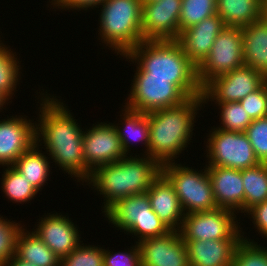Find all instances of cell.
<instances>
[{
	"mask_svg": "<svg viewBox=\"0 0 267 266\" xmlns=\"http://www.w3.org/2000/svg\"><path fill=\"white\" fill-rule=\"evenodd\" d=\"M125 107L150 113L182 104L188 98L172 83V79L149 77L147 72H136Z\"/></svg>",
	"mask_w": 267,
	"mask_h": 266,
	"instance_id": "8",
	"label": "cell"
},
{
	"mask_svg": "<svg viewBox=\"0 0 267 266\" xmlns=\"http://www.w3.org/2000/svg\"><path fill=\"white\" fill-rule=\"evenodd\" d=\"M203 106L205 102L202 95L188 98L178 106L148 113L150 137L147 156L161 166L175 162L174 159L179 157L192 140L197 111Z\"/></svg>",
	"mask_w": 267,
	"mask_h": 266,
	"instance_id": "3",
	"label": "cell"
},
{
	"mask_svg": "<svg viewBox=\"0 0 267 266\" xmlns=\"http://www.w3.org/2000/svg\"><path fill=\"white\" fill-rule=\"evenodd\" d=\"M244 212L267 200V163L242 170Z\"/></svg>",
	"mask_w": 267,
	"mask_h": 266,
	"instance_id": "27",
	"label": "cell"
},
{
	"mask_svg": "<svg viewBox=\"0 0 267 266\" xmlns=\"http://www.w3.org/2000/svg\"><path fill=\"white\" fill-rule=\"evenodd\" d=\"M236 214L224 208L185 214L180 235L183 240L242 238L244 232L240 228V222L236 220Z\"/></svg>",
	"mask_w": 267,
	"mask_h": 266,
	"instance_id": "11",
	"label": "cell"
},
{
	"mask_svg": "<svg viewBox=\"0 0 267 266\" xmlns=\"http://www.w3.org/2000/svg\"><path fill=\"white\" fill-rule=\"evenodd\" d=\"M123 57L137 63L136 72H147L149 77L172 79V83L187 98L202 96L197 67L177 40H143Z\"/></svg>",
	"mask_w": 267,
	"mask_h": 266,
	"instance_id": "2",
	"label": "cell"
},
{
	"mask_svg": "<svg viewBox=\"0 0 267 266\" xmlns=\"http://www.w3.org/2000/svg\"><path fill=\"white\" fill-rule=\"evenodd\" d=\"M100 7L98 34L114 53L126 55L143 41L141 0H106Z\"/></svg>",
	"mask_w": 267,
	"mask_h": 266,
	"instance_id": "5",
	"label": "cell"
},
{
	"mask_svg": "<svg viewBox=\"0 0 267 266\" xmlns=\"http://www.w3.org/2000/svg\"><path fill=\"white\" fill-rule=\"evenodd\" d=\"M104 266H142L139 245L130 247L126 252H111L104 249L103 254Z\"/></svg>",
	"mask_w": 267,
	"mask_h": 266,
	"instance_id": "37",
	"label": "cell"
},
{
	"mask_svg": "<svg viewBox=\"0 0 267 266\" xmlns=\"http://www.w3.org/2000/svg\"><path fill=\"white\" fill-rule=\"evenodd\" d=\"M266 0H217L216 14L225 26L244 28L265 15Z\"/></svg>",
	"mask_w": 267,
	"mask_h": 266,
	"instance_id": "23",
	"label": "cell"
},
{
	"mask_svg": "<svg viewBox=\"0 0 267 266\" xmlns=\"http://www.w3.org/2000/svg\"><path fill=\"white\" fill-rule=\"evenodd\" d=\"M54 214L47 213L44 218L41 217L33 232L61 259L82 242L78 228L71 219L57 212Z\"/></svg>",
	"mask_w": 267,
	"mask_h": 266,
	"instance_id": "17",
	"label": "cell"
},
{
	"mask_svg": "<svg viewBox=\"0 0 267 266\" xmlns=\"http://www.w3.org/2000/svg\"><path fill=\"white\" fill-rule=\"evenodd\" d=\"M218 208L244 213V188L242 170L228 167L207 166ZM239 210V211H238Z\"/></svg>",
	"mask_w": 267,
	"mask_h": 266,
	"instance_id": "19",
	"label": "cell"
},
{
	"mask_svg": "<svg viewBox=\"0 0 267 266\" xmlns=\"http://www.w3.org/2000/svg\"><path fill=\"white\" fill-rule=\"evenodd\" d=\"M40 143L36 142L23 154H21L15 163L12 165L18 172H20L24 177L30 181V183L40 191L41 187L45 185L48 181L50 174V157H46V154L39 150Z\"/></svg>",
	"mask_w": 267,
	"mask_h": 266,
	"instance_id": "26",
	"label": "cell"
},
{
	"mask_svg": "<svg viewBox=\"0 0 267 266\" xmlns=\"http://www.w3.org/2000/svg\"><path fill=\"white\" fill-rule=\"evenodd\" d=\"M244 64L267 77V17L242 28Z\"/></svg>",
	"mask_w": 267,
	"mask_h": 266,
	"instance_id": "22",
	"label": "cell"
},
{
	"mask_svg": "<svg viewBox=\"0 0 267 266\" xmlns=\"http://www.w3.org/2000/svg\"><path fill=\"white\" fill-rule=\"evenodd\" d=\"M244 65L242 28L225 26L216 37L206 59L197 67L203 89L214 78Z\"/></svg>",
	"mask_w": 267,
	"mask_h": 266,
	"instance_id": "9",
	"label": "cell"
},
{
	"mask_svg": "<svg viewBox=\"0 0 267 266\" xmlns=\"http://www.w3.org/2000/svg\"><path fill=\"white\" fill-rule=\"evenodd\" d=\"M102 213L118 230L138 237L136 242L171 231L151 209L146 192L118 199Z\"/></svg>",
	"mask_w": 267,
	"mask_h": 266,
	"instance_id": "6",
	"label": "cell"
},
{
	"mask_svg": "<svg viewBox=\"0 0 267 266\" xmlns=\"http://www.w3.org/2000/svg\"><path fill=\"white\" fill-rule=\"evenodd\" d=\"M241 240H184L189 266H232L236 246Z\"/></svg>",
	"mask_w": 267,
	"mask_h": 266,
	"instance_id": "20",
	"label": "cell"
},
{
	"mask_svg": "<svg viewBox=\"0 0 267 266\" xmlns=\"http://www.w3.org/2000/svg\"><path fill=\"white\" fill-rule=\"evenodd\" d=\"M142 2H154V1H158V0H141Z\"/></svg>",
	"mask_w": 267,
	"mask_h": 266,
	"instance_id": "42",
	"label": "cell"
},
{
	"mask_svg": "<svg viewBox=\"0 0 267 266\" xmlns=\"http://www.w3.org/2000/svg\"><path fill=\"white\" fill-rule=\"evenodd\" d=\"M15 255L34 266H60V258L36 233L24 228L18 234Z\"/></svg>",
	"mask_w": 267,
	"mask_h": 266,
	"instance_id": "25",
	"label": "cell"
},
{
	"mask_svg": "<svg viewBox=\"0 0 267 266\" xmlns=\"http://www.w3.org/2000/svg\"><path fill=\"white\" fill-rule=\"evenodd\" d=\"M5 266H34L26 261L19 259L16 255H14Z\"/></svg>",
	"mask_w": 267,
	"mask_h": 266,
	"instance_id": "40",
	"label": "cell"
},
{
	"mask_svg": "<svg viewBox=\"0 0 267 266\" xmlns=\"http://www.w3.org/2000/svg\"><path fill=\"white\" fill-rule=\"evenodd\" d=\"M232 266H267V247L242 235L234 252Z\"/></svg>",
	"mask_w": 267,
	"mask_h": 266,
	"instance_id": "32",
	"label": "cell"
},
{
	"mask_svg": "<svg viewBox=\"0 0 267 266\" xmlns=\"http://www.w3.org/2000/svg\"><path fill=\"white\" fill-rule=\"evenodd\" d=\"M220 108L221 125L218 129L245 132L247 127L252 123V118L246 113L240 102L217 103Z\"/></svg>",
	"mask_w": 267,
	"mask_h": 266,
	"instance_id": "31",
	"label": "cell"
},
{
	"mask_svg": "<svg viewBox=\"0 0 267 266\" xmlns=\"http://www.w3.org/2000/svg\"><path fill=\"white\" fill-rule=\"evenodd\" d=\"M126 156L119 161L99 166L85 181L104 197L105 211L118 199L145 193L161 174V165L149 156Z\"/></svg>",
	"mask_w": 267,
	"mask_h": 266,
	"instance_id": "4",
	"label": "cell"
},
{
	"mask_svg": "<svg viewBox=\"0 0 267 266\" xmlns=\"http://www.w3.org/2000/svg\"><path fill=\"white\" fill-rule=\"evenodd\" d=\"M146 193L151 209L170 230L179 231L185 214L170 181L161 173Z\"/></svg>",
	"mask_w": 267,
	"mask_h": 266,
	"instance_id": "21",
	"label": "cell"
},
{
	"mask_svg": "<svg viewBox=\"0 0 267 266\" xmlns=\"http://www.w3.org/2000/svg\"><path fill=\"white\" fill-rule=\"evenodd\" d=\"M97 123L83 132L85 181L97 167L119 161L127 156L122 149L114 124Z\"/></svg>",
	"mask_w": 267,
	"mask_h": 266,
	"instance_id": "13",
	"label": "cell"
},
{
	"mask_svg": "<svg viewBox=\"0 0 267 266\" xmlns=\"http://www.w3.org/2000/svg\"><path fill=\"white\" fill-rule=\"evenodd\" d=\"M217 0H181L180 32L216 14Z\"/></svg>",
	"mask_w": 267,
	"mask_h": 266,
	"instance_id": "30",
	"label": "cell"
},
{
	"mask_svg": "<svg viewBox=\"0 0 267 266\" xmlns=\"http://www.w3.org/2000/svg\"><path fill=\"white\" fill-rule=\"evenodd\" d=\"M205 169L196 171L175 162L165 163L161 173L173 185L184 214L204 212L217 209L212 183Z\"/></svg>",
	"mask_w": 267,
	"mask_h": 266,
	"instance_id": "7",
	"label": "cell"
},
{
	"mask_svg": "<svg viewBox=\"0 0 267 266\" xmlns=\"http://www.w3.org/2000/svg\"><path fill=\"white\" fill-rule=\"evenodd\" d=\"M103 254L102 247L90 244L84 246L82 243L70 254L60 259V266H104Z\"/></svg>",
	"mask_w": 267,
	"mask_h": 266,
	"instance_id": "33",
	"label": "cell"
},
{
	"mask_svg": "<svg viewBox=\"0 0 267 266\" xmlns=\"http://www.w3.org/2000/svg\"><path fill=\"white\" fill-rule=\"evenodd\" d=\"M245 133L260 163H267V116L255 119Z\"/></svg>",
	"mask_w": 267,
	"mask_h": 266,
	"instance_id": "35",
	"label": "cell"
},
{
	"mask_svg": "<svg viewBox=\"0 0 267 266\" xmlns=\"http://www.w3.org/2000/svg\"><path fill=\"white\" fill-rule=\"evenodd\" d=\"M267 77L260 71L243 65L211 80L203 89L205 104L209 101L216 103L239 102L249 93L258 90Z\"/></svg>",
	"mask_w": 267,
	"mask_h": 266,
	"instance_id": "12",
	"label": "cell"
},
{
	"mask_svg": "<svg viewBox=\"0 0 267 266\" xmlns=\"http://www.w3.org/2000/svg\"><path fill=\"white\" fill-rule=\"evenodd\" d=\"M21 225L0 217V266H5L15 255L16 240L23 228Z\"/></svg>",
	"mask_w": 267,
	"mask_h": 266,
	"instance_id": "34",
	"label": "cell"
},
{
	"mask_svg": "<svg viewBox=\"0 0 267 266\" xmlns=\"http://www.w3.org/2000/svg\"><path fill=\"white\" fill-rule=\"evenodd\" d=\"M15 53L11 51L10 47L8 49L2 41L0 42V93L8 101L17 91V85L20 84L18 82H20L19 77H21L19 72L21 66Z\"/></svg>",
	"mask_w": 267,
	"mask_h": 266,
	"instance_id": "29",
	"label": "cell"
},
{
	"mask_svg": "<svg viewBox=\"0 0 267 266\" xmlns=\"http://www.w3.org/2000/svg\"><path fill=\"white\" fill-rule=\"evenodd\" d=\"M207 138L208 165L237 170L260 164L245 132L226 131L212 127Z\"/></svg>",
	"mask_w": 267,
	"mask_h": 266,
	"instance_id": "10",
	"label": "cell"
},
{
	"mask_svg": "<svg viewBox=\"0 0 267 266\" xmlns=\"http://www.w3.org/2000/svg\"><path fill=\"white\" fill-rule=\"evenodd\" d=\"M137 244L142 266H189L186 245L177 230L160 237H149Z\"/></svg>",
	"mask_w": 267,
	"mask_h": 266,
	"instance_id": "15",
	"label": "cell"
},
{
	"mask_svg": "<svg viewBox=\"0 0 267 266\" xmlns=\"http://www.w3.org/2000/svg\"><path fill=\"white\" fill-rule=\"evenodd\" d=\"M225 24L217 14L180 32L177 39L189 60L198 67L209 55L212 45Z\"/></svg>",
	"mask_w": 267,
	"mask_h": 266,
	"instance_id": "18",
	"label": "cell"
},
{
	"mask_svg": "<svg viewBox=\"0 0 267 266\" xmlns=\"http://www.w3.org/2000/svg\"><path fill=\"white\" fill-rule=\"evenodd\" d=\"M2 174L1 187L7 198L13 203H27L39 192L24 175L13 166H7Z\"/></svg>",
	"mask_w": 267,
	"mask_h": 266,
	"instance_id": "28",
	"label": "cell"
},
{
	"mask_svg": "<svg viewBox=\"0 0 267 266\" xmlns=\"http://www.w3.org/2000/svg\"><path fill=\"white\" fill-rule=\"evenodd\" d=\"M23 116L0 120V165L12 166L36 142V124Z\"/></svg>",
	"mask_w": 267,
	"mask_h": 266,
	"instance_id": "16",
	"label": "cell"
},
{
	"mask_svg": "<svg viewBox=\"0 0 267 266\" xmlns=\"http://www.w3.org/2000/svg\"><path fill=\"white\" fill-rule=\"evenodd\" d=\"M49 95V96H48ZM44 97V98H43ZM41 96L38 123L36 124V143L42 140L47 155L53 162L76 177L77 182L85 181V160L83 154V130L72 116L70 110L56 96L50 94ZM41 107V108H40ZM73 175V176H72Z\"/></svg>",
	"mask_w": 267,
	"mask_h": 266,
	"instance_id": "1",
	"label": "cell"
},
{
	"mask_svg": "<svg viewBox=\"0 0 267 266\" xmlns=\"http://www.w3.org/2000/svg\"><path fill=\"white\" fill-rule=\"evenodd\" d=\"M122 114L120 115L122 119L120 124H114L117 134L120 138V142L122 145V149L126 155H130L129 147H131V143L134 141L142 142L147 149H145L144 153L146 156L149 152V118L148 113H143L139 111H135L123 106ZM124 111V112H123ZM123 122V123H122ZM122 125V126H118ZM125 125V126H124Z\"/></svg>",
	"mask_w": 267,
	"mask_h": 266,
	"instance_id": "24",
	"label": "cell"
},
{
	"mask_svg": "<svg viewBox=\"0 0 267 266\" xmlns=\"http://www.w3.org/2000/svg\"><path fill=\"white\" fill-rule=\"evenodd\" d=\"M252 120L267 116V82L239 101Z\"/></svg>",
	"mask_w": 267,
	"mask_h": 266,
	"instance_id": "36",
	"label": "cell"
},
{
	"mask_svg": "<svg viewBox=\"0 0 267 266\" xmlns=\"http://www.w3.org/2000/svg\"><path fill=\"white\" fill-rule=\"evenodd\" d=\"M246 213L251 215L249 218H252L256 231L267 239V200L254 205Z\"/></svg>",
	"mask_w": 267,
	"mask_h": 266,
	"instance_id": "38",
	"label": "cell"
},
{
	"mask_svg": "<svg viewBox=\"0 0 267 266\" xmlns=\"http://www.w3.org/2000/svg\"><path fill=\"white\" fill-rule=\"evenodd\" d=\"M5 103L8 104V100L0 93V111L3 110Z\"/></svg>",
	"mask_w": 267,
	"mask_h": 266,
	"instance_id": "41",
	"label": "cell"
},
{
	"mask_svg": "<svg viewBox=\"0 0 267 266\" xmlns=\"http://www.w3.org/2000/svg\"><path fill=\"white\" fill-rule=\"evenodd\" d=\"M181 0L142 2L143 40H177L180 35Z\"/></svg>",
	"mask_w": 267,
	"mask_h": 266,
	"instance_id": "14",
	"label": "cell"
},
{
	"mask_svg": "<svg viewBox=\"0 0 267 266\" xmlns=\"http://www.w3.org/2000/svg\"><path fill=\"white\" fill-rule=\"evenodd\" d=\"M106 0H51L54 8H61V10H87L88 8H96L100 6ZM98 5V6H97Z\"/></svg>",
	"mask_w": 267,
	"mask_h": 266,
	"instance_id": "39",
	"label": "cell"
}]
</instances>
